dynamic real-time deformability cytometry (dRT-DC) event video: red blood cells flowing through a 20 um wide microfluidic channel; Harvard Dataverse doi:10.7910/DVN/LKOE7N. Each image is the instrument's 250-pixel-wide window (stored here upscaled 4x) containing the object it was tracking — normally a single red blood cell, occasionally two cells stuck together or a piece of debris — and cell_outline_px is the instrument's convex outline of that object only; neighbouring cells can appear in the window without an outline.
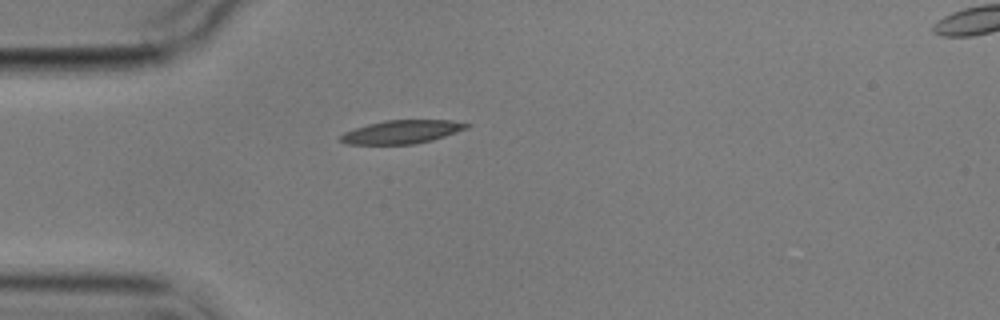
{"species": "common noctule bat (a hibernating species)", "species_latin": "Nyctalus noctula", "temperature_condition": "cold", "stored_images_in_passage": 2, "segment_of_instrument_passage": [1, 2], "camera_frame_rate_fps": 3000, "um_per_image_px": 0.085, "animal": {"sex": "male", "body_mass_g": 17.9}, "frame": {"image": 1, "passage_image": 1, "time_ms": 0.0, "image_size_px": [1000, 320], "cell_outline_px": [[472, 124], [468, 128], [432, 140], [412, 144], [344, 144], [340, 140], [340, 136], [344, 132], [368, 124], [384, 120], [452, 120]], "centroid_in_image_um": [34.16, 11.2], "position_along_channel_um": 50.8, "area_um2": 17.11}}